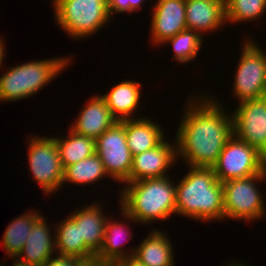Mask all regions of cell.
Masks as SVG:
<instances>
[{
  "label": "cell",
  "instance_id": "e575fe53",
  "mask_svg": "<svg viewBox=\"0 0 266 266\" xmlns=\"http://www.w3.org/2000/svg\"><path fill=\"white\" fill-rule=\"evenodd\" d=\"M229 266H245L244 264H235V263H232L231 265L229 264Z\"/></svg>",
  "mask_w": 266,
  "mask_h": 266
},
{
  "label": "cell",
  "instance_id": "e0dca14e",
  "mask_svg": "<svg viewBox=\"0 0 266 266\" xmlns=\"http://www.w3.org/2000/svg\"><path fill=\"white\" fill-rule=\"evenodd\" d=\"M70 217L79 224L80 240H83L84 244L97 254L102 247L108 221L102 215L100 208L92 204L82 210H75Z\"/></svg>",
  "mask_w": 266,
  "mask_h": 266
},
{
  "label": "cell",
  "instance_id": "836d02e7",
  "mask_svg": "<svg viewBox=\"0 0 266 266\" xmlns=\"http://www.w3.org/2000/svg\"><path fill=\"white\" fill-rule=\"evenodd\" d=\"M3 42H2V40H1V38H0V65H1V63H2V59H3V57H5L4 55V47H3Z\"/></svg>",
  "mask_w": 266,
  "mask_h": 266
},
{
  "label": "cell",
  "instance_id": "9a60e30c",
  "mask_svg": "<svg viewBox=\"0 0 266 266\" xmlns=\"http://www.w3.org/2000/svg\"><path fill=\"white\" fill-rule=\"evenodd\" d=\"M116 121L104 99L101 96H95L90 99L88 106L81 111L71 130L96 140L103 132L110 129Z\"/></svg>",
  "mask_w": 266,
  "mask_h": 266
},
{
  "label": "cell",
  "instance_id": "52a82bcc",
  "mask_svg": "<svg viewBox=\"0 0 266 266\" xmlns=\"http://www.w3.org/2000/svg\"><path fill=\"white\" fill-rule=\"evenodd\" d=\"M265 177L266 170L249 177L223 182L224 218L260 219L266 206L255 181H262Z\"/></svg>",
  "mask_w": 266,
  "mask_h": 266
},
{
  "label": "cell",
  "instance_id": "d6986e66",
  "mask_svg": "<svg viewBox=\"0 0 266 266\" xmlns=\"http://www.w3.org/2000/svg\"><path fill=\"white\" fill-rule=\"evenodd\" d=\"M140 86L137 82L123 81L101 96L117 121L132 119L131 113L139 104Z\"/></svg>",
  "mask_w": 266,
  "mask_h": 266
},
{
  "label": "cell",
  "instance_id": "7402d4cb",
  "mask_svg": "<svg viewBox=\"0 0 266 266\" xmlns=\"http://www.w3.org/2000/svg\"><path fill=\"white\" fill-rule=\"evenodd\" d=\"M69 133L67 138H55L63 168L96 153L95 139L80 135L73 130Z\"/></svg>",
  "mask_w": 266,
  "mask_h": 266
},
{
  "label": "cell",
  "instance_id": "4dcf8cb0",
  "mask_svg": "<svg viewBox=\"0 0 266 266\" xmlns=\"http://www.w3.org/2000/svg\"><path fill=\"white\" fill-rule=\"evenodd\" d=\"M118 266H146L143 263L139 262L136 258L133 256H129L125 259H122L118 262H116Z\"/></svg>",
  "mask_w": 266,
  "mask_h": 266
},
{
  "label": "cell",
  "instance_id": "7c38bea8",
  "mask_svg": "<svg viewBox=\"0 0 266 266\" xmlns=\"http://www.w3.org/2000/svg\"><path fill=\"white\" fill-rule=\"evenodd\" d=\"M175 157L177 158L176 144L174 147L163 140L155 148L133 156L130 176L125 183L167 176L165 172L173 164Z\"/></svg>",
  "mask_w": 266,
  "mask_h": 266
},
{
  "label": "cell",
  "instance_id": "ac0fdd59",
  "mask_svg": "<svg viewBox=\"0 0 266 266\" xmlns=\"http://www.w3.org/2000/svg\"><path fill=\"white\" fill-rule=\"evenodd\" d=\"M164 132L150 119L125 120V135L132 156L151 150L164 140Z\"/></svg>",
  "mask_w": 266,
  "mask_h": 266
},
{
  "label": "cell",
  "instance_id": "8fae6325",
  "mask_svg": "<svg viewBox=\"0 0 266 266\" xmlns=\"http://www.w3.org/2000/svg\"><path fill=\"white\" fill-rule=\"evenodd\" d=\"M232 117L234 135L266 157V97L241 102Z\"/></svg>",
  "mask_w": 266,
  "mask_h": 266
},
{
  "label": "cell",
  "instance_id": "603a6c76",
  "mask_svg": "<svg viewBox=\"0 0 266 266\" xmlns=\"http://www.w3.org/2000/svg\"><path fill=\"white\" fill-rule=\"evenodd\" d=\"M41 217L31 212L17 217L7 226L3 237V245L9 257L17 258L25 245L33 224Z\"/></svg>",
  "mask_w": 266,
  "mask_h": 266
},
{
  "label": "cell",
  "instance_id": "277c9868",
  "mask_svg": "<svg viewBox=\"0 0 266 266\" xmlns=\"http://www.w3.org/2000/svg\"><path fill=\"white\" fill-rule=\"evenodd\" d=\"M68 62V58H55L14 66L0 77V101H16L34 95L55 78Z\"/></svg>",
  "mask_w": 266,
  "mask_h": 266
},
{
  "label": "cell",
  "instance_id": "3957f363",
  "mask_svg": "<svg viewBox=\"0 0 266 266\" xmlns=\"http://www.w3.org/2000/svg\"><path fill=\"white\" fill-rule=\"evenodd\" d=\"M168 179H142L128 182L122 190L121 208L123 216L140 223L166 220L176 214V186Z\"/></svg>",
  "mask_w": 266,
  "mask_h": 266
},
{
  "label": "cell",
  "instance_id": "7a4b0ae2",
  "mask_svg": "<svg viewBox=\"0 0 266 266\" xmlns=\"http://www.w3.org/2000/svg\"><path fill=\"white\" fill-rule=\"evenodd\" d=\"M189 169L176 185V214L203 221L223 219V186L212 167Z\"/></svg>",
  "mask_w": 266,
  "mask_h": 266
},
{
  "label": "cell",
  "instance_id": "d6a6232c",
  "mask_svg": "<svg viewBox=\"0 0 266 266\" xmlns=\"http://www.w3.org/2000/svg\"><path fill=\"white\" fill-rule=\"evenodd\" d=\"M16 262H14L13 266H34V265H31V264H28L27 262H23V261H20L19 258H16L15 259Z\"/></svg>",
  "mask_w": 266,
  "mask_h": 266
},
{
  "label": "cell",
  "instance_id": "83f0119b",
  "mask_svg": "<svg viewBox=\"0 0 266 266\" xmlns=\"http://www.w3.org/2000/svg\"><path fill=\"white\" fill-rule=\"evenodd\" d=\"M83 258L68 255H59L51 257L44 266H79Z\"/></svg>",
  "mask_w": 266,
  "mask_h": 266
},
{
  "label": "cell",
  "instance_id": "8992f818",
  "mask_svg": "<svg viewBox=\"0 0 266 266\" xmlns=\"http://www.w3.org/2000/svg\"><path fill=\"white\" fill-rule=\"evenodd\" d=\"M212 169L217 179L223 183L263 173L266 170V157L233 134Z\"/></svg>",
  "mask_w": 266,
  "mask_h": 266
},
{
  "label": "cell",
  "instance_id": "5bb4252c",
  "mask_svg": "<svg viewBox=\"0 0 266 266\" xmlns=\"http://www.w3.org/2000/svg\"><path fill=\"white\" fill-rule=\"evenodd\" d=\"M185 16L187 29L203 36L202 31L225 24V0H185Z\"/></svg>",
  "mask_w": 266,
  "mask_h": 266
},
{
  "label": "cell",
  "instance_id": "30bf717a",
  "mask_svg": "<svg viewBox=\"0 0 266 266\" xmlns=\"http://www.w3.org/2000/svg\"><path fill=\"white\" fill-rule=\"evenodd\" d=\"M28 149L29 167L33 178L47 194L58 190L63 184L64 168L59 158L56 139L31 138Z\"/></svg>",
  "mask_w": 266,
  "mask_h": 266
},
{
  "label": "cell",
  "instance_id": "44dd1931",
  "mask_svg": "<svg viewBox=\"0 0 266 266\" xmlns=\"http://www.w3.org/2000/svg\"><path fill=\"white\" fill-rule=\"evenodd\" d=\"M56 228L55 248L59 250L60 255L76 256L87 258L95 255L80 240L79 224H77L70 216Z\"/></svg>",
  "mask_w": 266,
  "mask_h": 266
},
{
  "label": "cell",
  "instance_id": "484cf974",
  "mask_svg": "<svg viewBox=\"0 0 266 266\" xmlns=\"http://www.w3.org/2000/svg\"><path fill=\"white\" fill-rule=\"evenodd\" d=\"M266 9V0H225L227 21L233 23L254 20Z\"/></svg>",
  "mask_w": 266,
  "mask_h": 266
},
{
  "label": "cell",
  "instance_id": "4fadbf2b",
  "mask_svg": "<svg viewBox=\"0 0 266 266\" xmlns=\"http://www.w3.org/2000/svg\"><path fill=\"white\" fill-rule=\"evenodd\" d=\"M186 29L185 0H157L151 24L152 41L164 44Z\"/></svg>",
  "mask_w": 266,
  "mask_h": 266
},
{
  "label": "cell",
  "instance_id": "cb8c5ba5",
  "mask_svg": "<svg viewBox=\"0 0 266 266\" xmlns=\"http://www.w3.org/2000/svg\"><path fill=\"white\" fill-rule=\"evenodd\" d=\"M107 175L103 163L95 153L91 157L64 168L63 182L86 184L94 183Z\"/></svg>",
  "mask_w": 266,
  "mask_h": 266
},
{
  "label": "cell",
  "instance_id": "4316f807",
  "mask_svg": "<svg viewBox=\"0 0 266 266\" xmlns=\"http://www.w3.org/2000/svg\"><path fill=\"white\" fill-rule=\"evenodd\" d=\"M202 36L193 30L186 29L167 39L164 43H172L174 49V58L179 62H190L197 56L202 45Z\"/></svg>",
  "mask_w": 266,
  "mask_h": 266
},
{
  "label": "cell",
  "instance_id": "ffe728a7",
  "mask_svg": "<svg viewBox=\"0 0 266 266\" xmlns=\"http://www.w3.org/2000/svg\"><path fill=\"white\" fill-rule=\"evenodd\" d=\"M165 236L163 231H152L131 256L146 266H173L172 244Z\"/></svg>",
  "mask_w": 266,
  "mask_h": 266
},
{
  "label": "cell",
  "instance_id": "9c48e42d",
  "mask_svg": "<svg viewBox=\"0 0 266 266\" xmlns=\"http://www.w3.org/2000/svg\"><path fill=\"white\" fill-rule=\"evenodd\" d=\"M96 154L101 159L105 172L121 183L130 176L133 156L126 141L125 120L116 121L95 140Z\"/></svg>",
  "mask_w": 266,
  "mask_h": 266
},
{
  "label": "cell",
  "instance_id": "f1b7e54d",
  "mask_svg": "<svg viewBox=\"0 0 266 266\" xmlns=\"http://www.w3.org/2000/svg\"><path fill=\"white\" fill-rule=\"evenodd\" d=\"M116 263L99 257L98 255H93L87 258H83L79 266H114Z\"/></svg>",
  "mask_w": 266,
  "mask_h": 266
},
{
  "label": "cell",
  "instance_id": "ba28073f",
  "mask_svg": "<svg viewBox=\"0 0 266 266\" xmlns=\"http://www.w3.org/2000/svg\"><path fill=\"white\" fill-rule=\"evenodd\" d=\"M234 81L240 103L266 97V54L254 41L244 43Z\"/></svg>",
  "mask_w": 266,
  "mask_h": 266
},
{
  "label": "cell",
  "instance_id": "6da1fadb",
  "mask_svg": "<svg viewBox=\"0 0 266 266\" xmlns=\"http://www.w3.org/2000/svg\"><path fill=\"white\" fill-rule=\"evenodd\" d=\"M205 99L187 103L176 133L177 156L185 158L190 167H212L234 134L232 115L223 114L217 100Z\"/></svg>",
  "mask_w": 266,
  "mask_h": 266
},
{
  "label": "cell",
  "instance_id": "d4e9b609",
  "mask_svg": "<svg viewBox=\"0 0 266 266\" xmlns=\"http://www.w3.org/2000/svg\"><path fill=\"white\" fill-rule=\"evenodd\" d=\"M122 234H128V231L122 225V223H113L110 222L109 219L106 223L102 247L96 255L104 259L114 261L115 263L131 256V254H129L128 256L125 255L124 250H121L122 248L120 240Z\"/></svg>",
  "mask_w": 266,
  "mask_h": 266
},
{
  "label": "cell",
  "instance_id": "f546056e",
  "mask_svg": "<svg viewBox=\"0 0 266 266\" xmlns=\"http://www.w3.org/2000/svg\"><path fill=\"white\" fill-rule=\"evenodd\" d=\"M110 17L112 14L117 12H129L128 0H106Z\"/></svg>",
  "mask_w": 266,
  "mask_h": 266
},
{
  "label": "cell",
  "instance_id": "1f68e13d",
  "mask_svg": "<svg viewBox=\"0 0 266 266\" xmlns=\"http://www.w3.org/2000/svg\"><path fill=\"white\" fill-rule=\"evenodd\" d=\"M145 0H128L129 2V13L133 12L134 10L141 8L142 2Z\"/></svg>",
  "mask_w": 266,
  "mask_h": 266
},
{
  "label": "cell",
  "instance_id": "2e32d148",
  "mask_svg": "<svg viewBox=\"0 0 266 266\" xmlns=\"http://www.w3.org/2000/svg\"><path fill=\"white\" fill-rule=\"evenodd\" d=\"M50 231L43 216L40 217L32 226L30 234L27 237L24 247L20 252L22 258L20 261L27 262L34 266H44L52 257L55 250V240L50 236Z\"/></svg>",
  "mask_w": 266,
  "mask_h": 266
},
{
  "label": "cell",
  "instance_id": "5b68a950",
  "mask_svg": "<svg viewBox=\"0 0 266 266\" xmlns=\"http://www.w3.org/2000/svg\"><path fill=\"white\" fill-rule=\"evenodd\" d=\"M56 21L73 38L101 29L110 18L106 0H54Z\"/></svg>",
  "mask_w": 266,
  "mask_h": 266
}]
</instances>
